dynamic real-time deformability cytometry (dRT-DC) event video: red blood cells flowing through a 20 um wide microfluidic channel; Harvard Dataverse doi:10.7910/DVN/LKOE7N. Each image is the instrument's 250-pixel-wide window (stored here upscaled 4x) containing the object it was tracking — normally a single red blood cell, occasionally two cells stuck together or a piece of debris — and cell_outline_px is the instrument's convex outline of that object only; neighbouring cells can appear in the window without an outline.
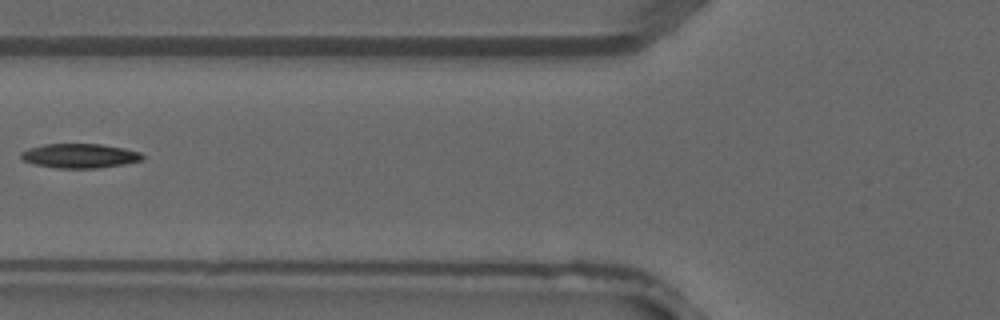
{"species": "common noctule bat (a hibernating species)", "species_latin": "Nyctalus noctula", "temperature_condition": "warm", "stored_images_in_passage": 5, "camera_frame_rate_fps": 3000, "um_per_image_px": 0.085, "animal": {"sex": "male", "forearm_length_mm": 52.5}, "frame": {"image": 1, "passage_image": 5, "time_ms": 1.333, "image_size_px": [1000, 320], "cell_outline_px": [[144, 156], [140, 160], [124, 164], [96, 168], [56, 168], [32, 164], [24, 160], [20, 156], [20, 152], [28, 148], [44, 144], [100, 144], [124, 148], [140, 152]], "centroid_in_image_um": [6.73, 13.24], "position_along_channel_um": 119.1, "area_um2": 17.22}}